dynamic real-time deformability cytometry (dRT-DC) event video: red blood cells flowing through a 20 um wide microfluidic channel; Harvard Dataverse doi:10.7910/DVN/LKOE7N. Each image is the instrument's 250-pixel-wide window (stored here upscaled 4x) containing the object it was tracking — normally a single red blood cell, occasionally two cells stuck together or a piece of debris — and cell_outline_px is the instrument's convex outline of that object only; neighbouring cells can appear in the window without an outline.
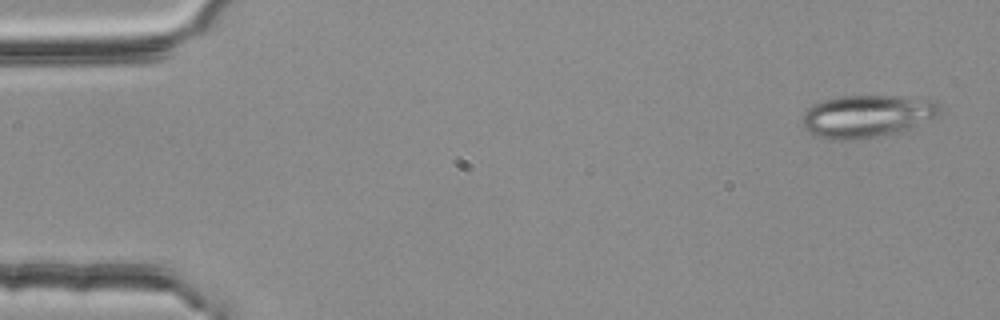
{"species": "common noctule bat (a hibernating species)", "species_latin": "Nyctalus noctula", "temperature_condition": "room temperature", "stored_images_in_passage": 5, "segment_of_instrument_passage": [1, 2], "camera_frame_rate_fps": 3000, "um_per_image_px": 0.085, "animal": {"sex": "female", "body_mass_g": 25.1}, "frame": {"image": 1, "passage_image": 1, "time_ms": 0.0, "image_size_px": [1000, 320], "cell_outline_px": [[944, 108], [936, 116], [916, 128], [904, 132], [860, 140], [824, 140], [808, 132], [800, 124], [804, 112], [812, 104], [820, 100], [840, 96], [892, 96], [936, 100]], "centroid_in_image_um": [73.7, 9.9], "position_along_channel_um": 11.3, "area_um2": 35.2}}